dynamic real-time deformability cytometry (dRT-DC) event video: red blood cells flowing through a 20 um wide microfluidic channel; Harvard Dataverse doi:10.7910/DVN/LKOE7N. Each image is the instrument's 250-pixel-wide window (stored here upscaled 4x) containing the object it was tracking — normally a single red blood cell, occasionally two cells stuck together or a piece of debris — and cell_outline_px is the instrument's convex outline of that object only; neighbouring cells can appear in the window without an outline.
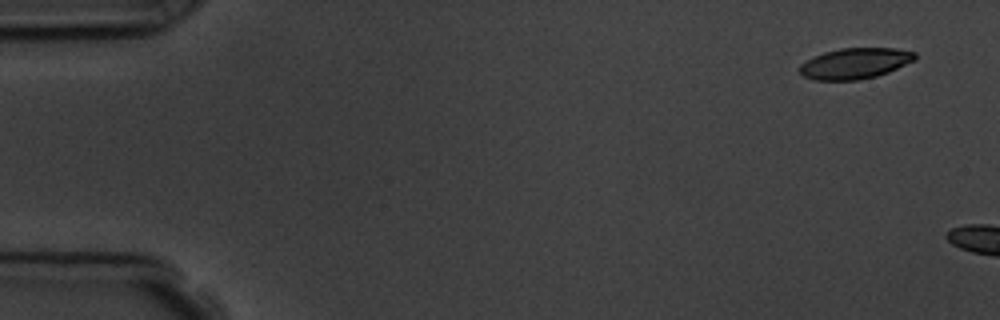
{"species": "common noctule bat (a hibernating species)", "species_latin": "Nyctalus noctula", "temperature_condition": "room temperature", "stored_images_in_passage": 2, "camera_frame_rate_fps": 3000, "um_per_image_px": 0.085, "animal": {"sex": "male", "body_mass_g": 19.5, "forearm_length_mm": 54.6}, "frame": {"image": 1, "passage_image": 1, "time_ms": 0.0, "image_size_px": [1000, 320], "cell_outline_px": [[916, 60], [888, 72], [876, 76], [856, 80], [812, 80], [804, 76], [800, 72], [800, 64], [812, 56], [824, 52], [840, 48], [896, 48], [916, 52]], "centroid_in_image_um": [72.67, 5.38], "position_along_channel_um": 12.3, "area_um2": 20.81}}